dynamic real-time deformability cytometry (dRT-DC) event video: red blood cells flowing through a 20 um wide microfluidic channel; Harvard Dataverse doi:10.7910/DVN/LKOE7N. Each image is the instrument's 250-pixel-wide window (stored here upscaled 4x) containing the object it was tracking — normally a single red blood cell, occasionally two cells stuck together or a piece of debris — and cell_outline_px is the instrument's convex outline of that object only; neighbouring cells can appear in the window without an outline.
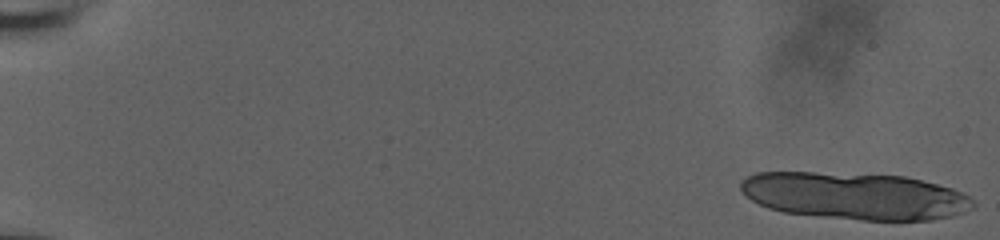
{"species": "human", "species_latin": "Homo sapiens", "temperature_condition": "room temperature", "stored_images_in_passage": 18, "camera_frame_rate_fps": 3000, "um_per_image_px": 0.085, "donor": {"sex": "male"}, "frame": {"image": 1, "passage_image": 1, "time_ms": 0.0, "image_size_px": [1000, 240], "cell_outline_px": [[976, 204], [972, 208], [964, 212], [952, 216], [932, 220], [860, 220], [820, 216], [784, 212], [768, 208], [752, 200], [740, 188], [740, 184], [748, 176], [756, 172], [812, 172], [904, 176], [952, 188], [968, 196]], "centroid_in_image_um": [72.68, 16.66], "position_along_channel_um": 12.3, "area_um2": 63.35}}